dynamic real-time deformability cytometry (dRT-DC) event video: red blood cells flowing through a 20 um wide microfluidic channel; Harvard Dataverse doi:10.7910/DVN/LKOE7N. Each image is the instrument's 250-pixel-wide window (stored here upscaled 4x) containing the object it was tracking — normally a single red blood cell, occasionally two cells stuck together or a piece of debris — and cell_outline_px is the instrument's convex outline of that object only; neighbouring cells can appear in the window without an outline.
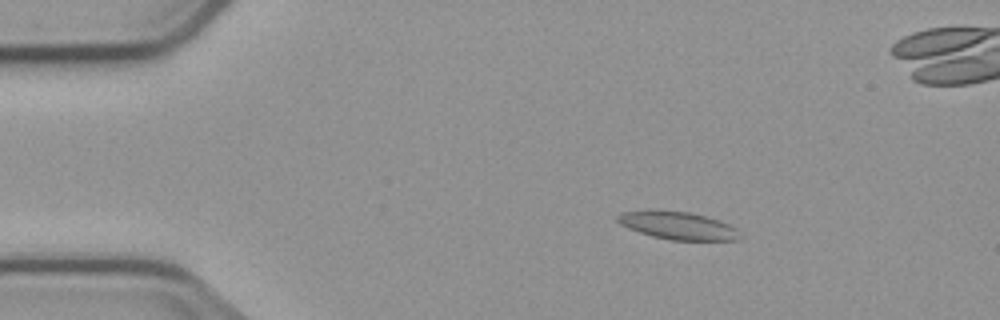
{"species": "common noctule bat (a hibernating species)", "species_latin": "Nyctalus noctula", "temperature_condition": "cold", "stored_images_in_passage": 5, "camera_frame_rate_fps": 3000, "um_per_image_px": 0.085, "animal": {"sex": "male", "body_mass_g": 23.1, "forearm_length_mm": 52.7}, "frame": {"image": 1, "passage_image": 2, "time_ms": 1.0, "image_size_px": [1000, 320], "cell_outline_px": [[740, 240], [672, 240], [652, 236], [628, 228], [620, 224], [616, 220], [616, 216], [620, 212], [688, 212], [720, 220], [736, 228]], "centroid_in_image_um": [57.64, 19.2], "position_along_channel_um": 27.4, "area_um2": 19.07}}